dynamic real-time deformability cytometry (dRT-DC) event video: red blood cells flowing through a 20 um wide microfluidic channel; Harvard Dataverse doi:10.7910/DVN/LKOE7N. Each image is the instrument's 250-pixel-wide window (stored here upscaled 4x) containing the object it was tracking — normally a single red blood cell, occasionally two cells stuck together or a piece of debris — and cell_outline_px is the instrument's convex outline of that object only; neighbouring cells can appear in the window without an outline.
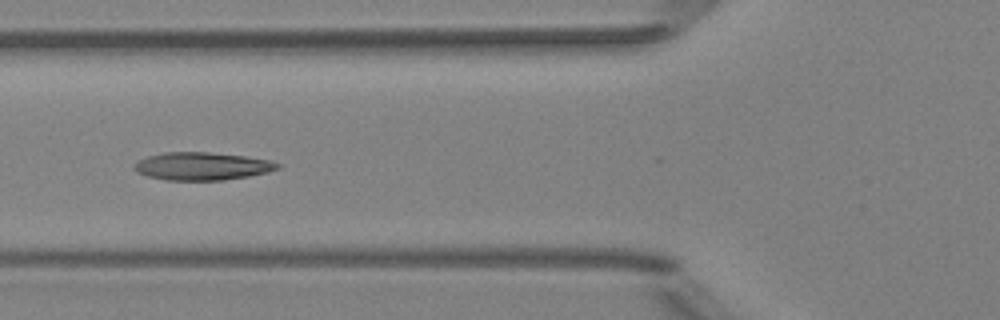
{"species": "Egyptian fruit bat (a non-hibernating species)", "species_latin": "Rousettus aegyptiacus", "temperature_condition": "room temperature", "stored_images_in_passage": 7, "camera_frame_rate_fps": 3000, "um_per_image_px": 0.085, "animal": {"sex": "female"}, "frame": {"image": 1, "passage_image": 5, "time_ms": 4.667, "image_size_px": [1000, 320], "cell_outline_px": [[280, 168], [268, 172], [248, 176], [224, 180], [164, 180], [148, 176], [136, 172], [132, 168], [132, 164], [148, 156], [164, 152], [208, 152], [244, 156], [268, 160], [280, 164]], "centroid_in_image_um": [17.14, 14.13], "position_along_channel_um": 108.7, "area_um2": 23.24}}
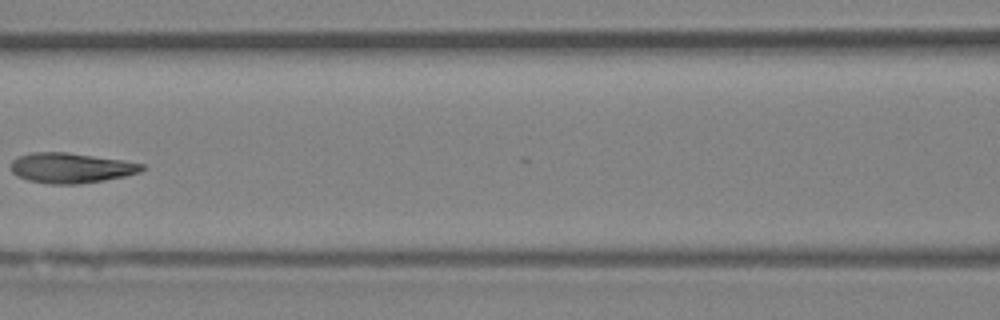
{"frame": {"image": 2, "passage_image": 6, "time_ms": 6.0, "image_size_px": [1000, 320], "cell_outline_px": [[144, 168], [140, 172], [124, 176], [104, 180], [80, 184], [52, 184], [28, 180], [16, 176], [12, 172], [12, 160], [20, 156], [32, 152], [64, 152], [120, 160], [144, 164]], "centroid_in_image_um": [6.01, 14.28], "position_along_channel_um": 160.6, "area_um2": 22.72}}
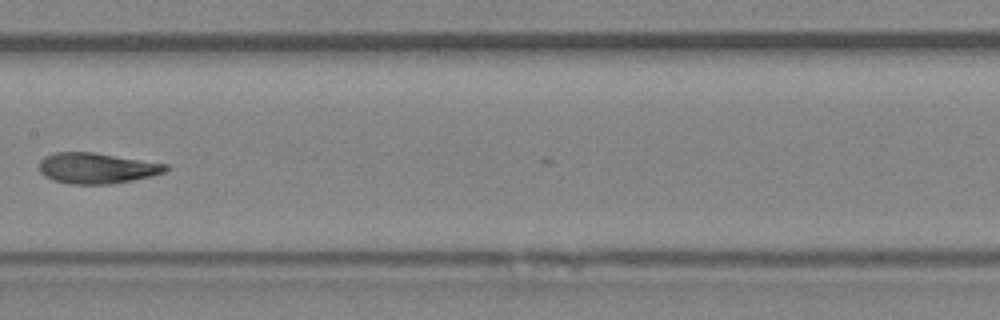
{"frame": {"image": 3, "passage_image": 7, "time_ms": 7.0, "image_size_px": [1000, 320], "cell_outline_px": [[168, 168], [164, 172], [152, 176], [132, 180], [108, 184], [68, 184], [52, 180], [44, 176], [40, 172], [40, 160], [44, 156], [56, 152], [92, 152], [168, 164]], "centroid_in_image_um": [8.19, 14.29], "position_along_channel_um": 199.2, "area_um2": 22.6}}